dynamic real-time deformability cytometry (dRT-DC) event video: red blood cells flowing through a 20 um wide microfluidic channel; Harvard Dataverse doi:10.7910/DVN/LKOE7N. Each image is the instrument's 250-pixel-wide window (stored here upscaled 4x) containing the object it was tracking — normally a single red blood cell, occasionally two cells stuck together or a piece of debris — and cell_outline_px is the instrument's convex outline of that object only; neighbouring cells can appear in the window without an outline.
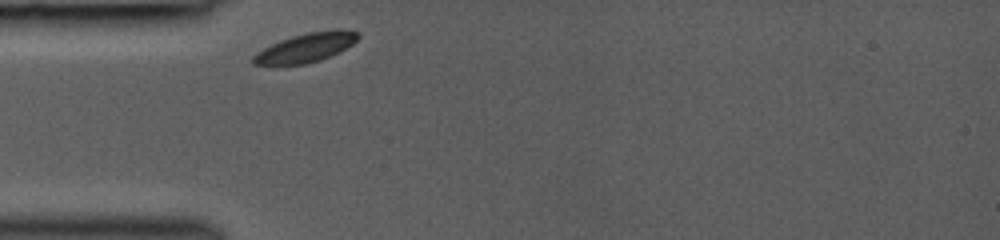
{"species": "common noctule bat (a hibernating species)", "species_latin": "Nyctalus noctula", "temperature_condition": "room temperature", "stored_images_in_passage": 23, "camera_frame_rate_fps": 3000, "um_per_image_px": 0.085, "animal": {"sex": "female", "body_mass_g": 19.0, "forearm_length_mm": 53.3}, "frame": {"image": 1, "passage_image": 1, "time_ms": 0.0, "image_size_px": [1000, 240], "cell_outline_px": [[360, 36], [352, 44], [340, 52], [320, 60], [304, 64], [252, 64], [252, 56], [256, 52], [280, 40], [292, 36], [308, 32], [360, 32]], "centroid_in_image_um": [25.93, 4.08], "position_along_channel_um": 59.1, "area_um2": 16.99}}
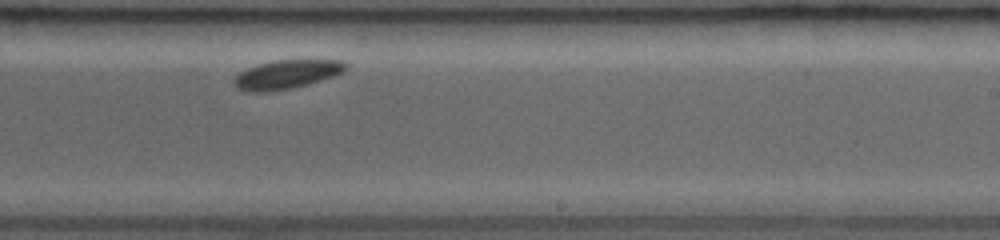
{"frame": {"image": 2, "passage_image": 14, "time_ms": 5.333, "image_size_px": [1000, 240], "cell_outline_px": [[348, 68], [344, 72], [308, 84], [292, 88], [268, 92], [248, 92], [236, 88], [232, 84], [232, 80], [240, 72], [256, 64], [276, 60], [344, 60], [348, 64]], "centroid_in_image_um": [24.34, 6.33], "position_along_channel_um": 264.7, "area_um2": 18.96}}
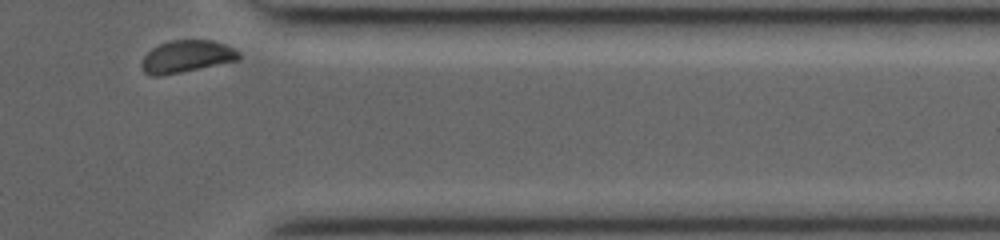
{"frame": {"image": 3, "passage_image": 23, "time_ms": 8.667, "image_size_px": [1000, 240], "cell_outline_px": [[240, 60], [160, 76], [152, 76], [144, 72], [140, 64], [144, 56], [152, 48], [160, 44], [172, 40], [212, 40], [224, 44], [240, 52]], "centroid_in_image_um": [15.85, 4.8], "position_along_channel_um": 395.5, "area_um2": 18.15}}